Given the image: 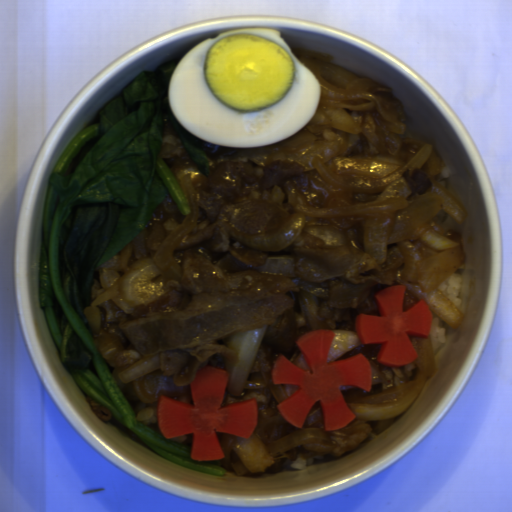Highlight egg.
I'll return each mask as SVG.
<instances>
[{
    "instance_id": "egg-1",
    "label": "egg",
    "mask_w": 512,
    "mask_h": 512,
    "mask_svg": "<svg viewBox=\"0 0 512 512\" xmlns=\"http://www.w3.org/2000/svg\"><path fill=\"white\" fill-rule=\"evenodd\" d=\"M321 85L281 32L243 28L210 37L175 66L167 103L215 145L257 148L290 137L316 114Z\"/></svg>"
}]
</instances>
